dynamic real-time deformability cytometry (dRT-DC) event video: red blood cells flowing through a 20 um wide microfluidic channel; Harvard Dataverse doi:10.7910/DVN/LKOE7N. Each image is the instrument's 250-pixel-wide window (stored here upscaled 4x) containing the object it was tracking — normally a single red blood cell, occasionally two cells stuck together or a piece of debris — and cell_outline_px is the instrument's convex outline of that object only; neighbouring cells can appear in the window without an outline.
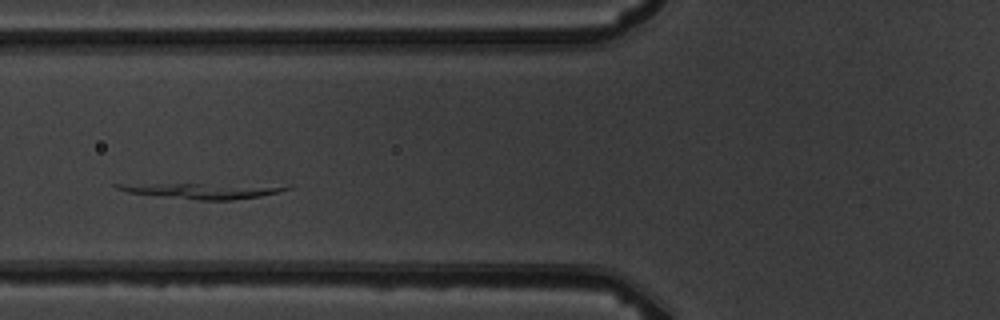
{"species": "common noctule bat (a hibernating species)", "species_latin": "Nyctalus noctula", "temperature_condition": "warm", "stored_images_in_passage": 5, "segment_of_instrument_passage": [2, 3], "camera_frame_rate_fps": 3000, "um_per_image_px": 0.085, "animal": {"sex": "male", "body_mass_g": 19.5, "forearm_length_mm": 54.6}, "frame": {"image": 1, "passage_image": 4, "time_ms": 3.333, "image_size_px": [1000, 320], "cell_outline_px": [[292, 188], [260, 196], [232, 200], [200, 200], [128, 192], [116, 188], [112, 184], [292, 184]], "centroid_in_image_um": [17.44, 16.19], "position_along_channel_um": 108.4, "area_um2": 15.2}}